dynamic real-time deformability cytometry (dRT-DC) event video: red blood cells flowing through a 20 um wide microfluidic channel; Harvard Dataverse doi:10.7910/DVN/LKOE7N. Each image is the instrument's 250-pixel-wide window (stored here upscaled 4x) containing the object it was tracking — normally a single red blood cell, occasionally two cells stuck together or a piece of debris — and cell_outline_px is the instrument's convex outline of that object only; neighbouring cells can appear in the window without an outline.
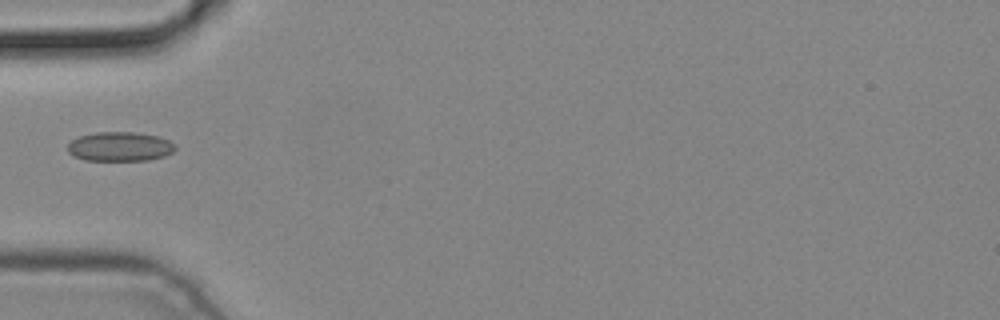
{"species": "common noctule bat (a hibernating species)", "species_latin": "Nyctalus noctula", "temperature_condition": "cold", "stored_images_in_passage": 4, "camera_frame_rate_fps": 3000, "um_per_image_px": 0.085, "animal": {"sex": "male", "body_mass_g": 19.2, "forearm_length_mm": 51.8}, "frame": {"image": 1, "passage_image": 4, "time_ms": 1.0, "image_size_px": [1000, 320], "cell_outline_px": [[176, 148], [172, 152], [164, 156], [148, 160], [84, 160], [72, 156], [68, 152], [68, 144], [72, 140], [80, 136], [96, 132], [136, 132], [160, 136], [176, 144]], "centroid_in_image_um": [10.2, 12.45], "position_along_channel_um": 74.8, "area_um2": 18.5}}